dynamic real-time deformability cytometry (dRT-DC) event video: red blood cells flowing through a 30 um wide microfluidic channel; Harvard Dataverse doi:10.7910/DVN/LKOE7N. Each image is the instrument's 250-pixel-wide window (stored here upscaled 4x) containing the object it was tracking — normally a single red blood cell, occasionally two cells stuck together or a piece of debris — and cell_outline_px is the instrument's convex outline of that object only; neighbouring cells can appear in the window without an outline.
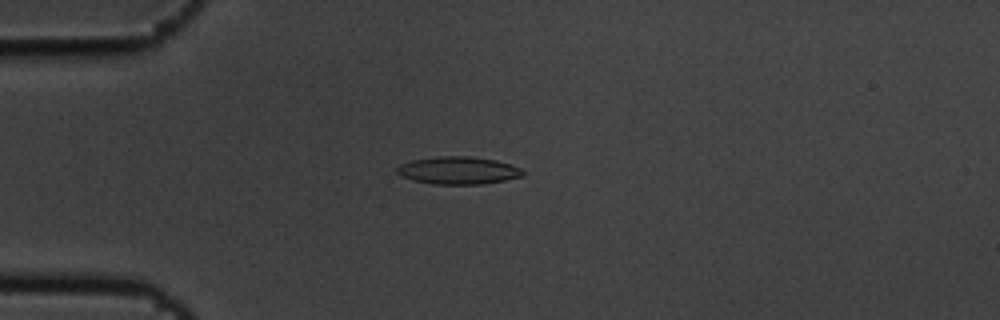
{"species": "common noctule bat (a hibernating species)", "species_latin": "Nyctalus noctula", "temperature_condition": "cold", "stored_images_in_passage": 6, "camera_frame_rate_fps": 3000, "um_per_image_px": 0.085, "animal": {"sex": "male", "body_mass_g": 19.5, "forearm_length_mm": 54.6}, "frame": {"image": 1, "passage_image": 4, "time_ms": 1.0, "image_size_px": [1000, 320], "cell_outline_px": [[524, 176], [504, 180], [480, 184], [432, 184], [400, 176], [396, 172], [396, 168], [400, 164], [412, 160], [440, 156], [468, 156], [496, 160], [520, 168], [524, 172]], "centroid_in_image_um": [38.93, 14.48], "position_along_channel_um": 46.1, "area_um2": 20.06}}
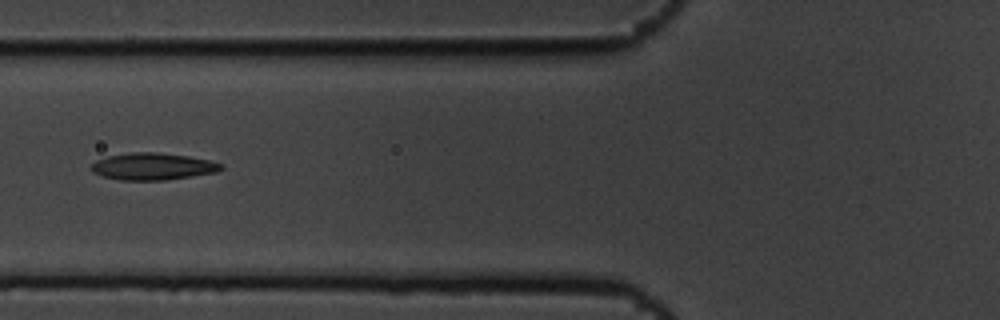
{"frame": {"image": 2, "passage_image": 6, "time_ms": 1.667, "image_size_px": [1000, 320], "cell_outline_px": [[224, 168], [216, 172], [164, 180], [120, 180], [104, 176], [92, 172], [88, 168], [96, 160], [108, 156], [132, 152], [156, 152], [188, 156], [208, 160], [224, 164]], "centroid_in_image_um": [12.96, 14.14], "position_along_channel_um": 112.8, "area_um2": 20.35}}